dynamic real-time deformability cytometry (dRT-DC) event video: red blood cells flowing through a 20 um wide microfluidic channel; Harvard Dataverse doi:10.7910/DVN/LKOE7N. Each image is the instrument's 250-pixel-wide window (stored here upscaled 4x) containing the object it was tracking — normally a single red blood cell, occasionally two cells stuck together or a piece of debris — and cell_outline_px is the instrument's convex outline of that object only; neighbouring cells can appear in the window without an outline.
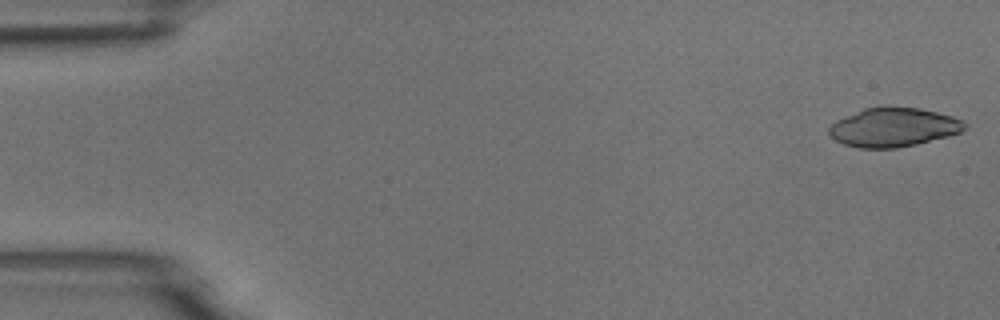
{"species": "common noctule bat (a hibernating species)", "species_latin": "Nyctalus noctula", "temperature_condition": "room temperature", "stored_images_in_passage": 5, "camera_frame_rate_fps": 3000, "um_per_image_px": 0.085, "animal": {"sex": "male", "body_mass_g": 18.8}, "frame": {"image": 1, "passage_image": 1, "time_ms": 0.0, "image_size_px": [1000, 320], "cell_outline_px": [[968, 128], [960, 132], [948, 136], [916, 144], [896, 148], [860, 148], [844, 144], [836, 140], [828, 132], [828, 128], [836, 120], [864, 108], [920, 108], [952, 116], [968, 124]], "centroid_in_image_um": [75.96, 10.84], "position_along_channel_um": 9.0, "area_um2": 30.35}}